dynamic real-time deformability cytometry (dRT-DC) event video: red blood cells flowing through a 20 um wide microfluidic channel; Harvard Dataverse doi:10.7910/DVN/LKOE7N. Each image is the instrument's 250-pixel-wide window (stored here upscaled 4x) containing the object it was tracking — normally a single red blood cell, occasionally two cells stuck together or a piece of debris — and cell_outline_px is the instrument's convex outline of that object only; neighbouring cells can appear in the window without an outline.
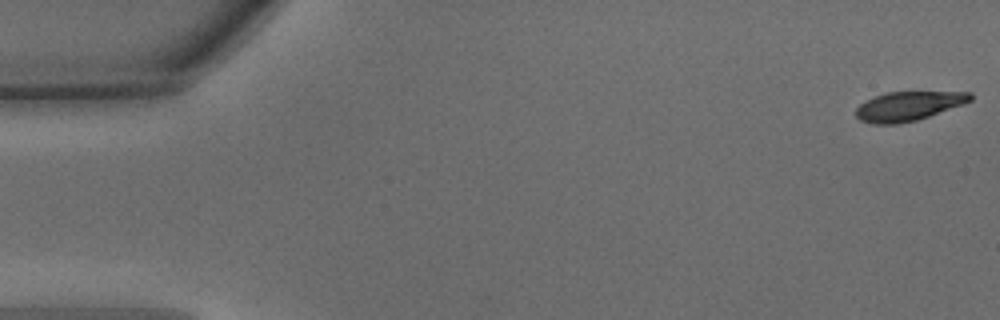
{"species": "common noctule bat (a hibernating species)", "species_latin": "Nyctalus noctula", "temperature_condition": "warm", "stored_images_in_passage": 44, "camera_frame_rate_fps": 3000, "um_per_image_px": 0.085, "animal": {"sex": "male", "body_mass_g": 15.6}, "frame": {"image": 1, "passage_image": 1, "time_ms": 0.0, "image_size_px": [1000, 320], "cell_outline_px": [[972, 100], [964, 104], [916, 120], [900, 124], [872, 124], [860, 120], [856, 116], [856, 108], [860, 104], [884, 92], [972, 92]], "centroid_in_image_um": [77.21, 9.02], "position_along_channel_um": 7.8, "area_um2": 19.36}}
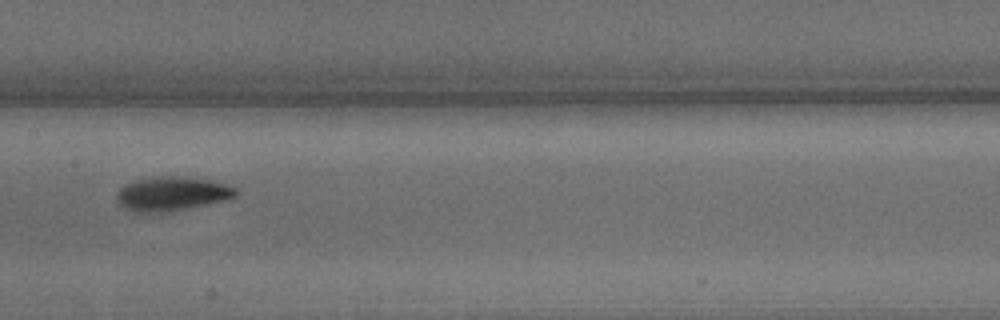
{"frame": {"image": 2, "passage_image": 24, "time_ms": 7.667, "image_size_px": [1000, 320], "cell_outline_px": [[236, 196], [224, 200], [184, 208], [148, 212], [136, 212], [120, 204], [116, 200], [116, 192], [124, 184], [136, 180], [160, 176], [184, 176], [212, 180], [236, 188]], "centroid_in_image_um": [14.59, 16.43], "position_along_channel_um": 192.8, "area_um2": 23.06}}
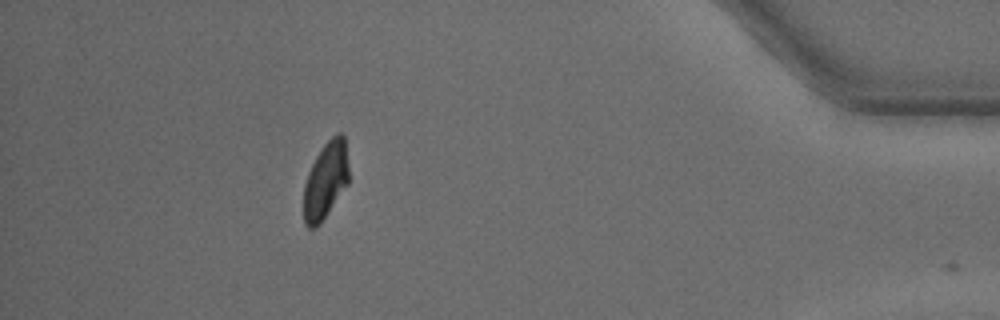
{"frame": {"image": 3, "passage_image": 43, "time_ms": 14.0, "image_size_px": [1000, 320], "cell_outline_px": [[348, 184], [316, 228], [308, 228], [304, 224], [304, 184], [308, 172], [316, 156], [324, 144], [336, 132], [340, 132], [344, 136], [348, 164]], "centroid_in_image_um": [27.67, 15.32], "position_along_channel_um": 407.5, "area_um2": 20.06}, "authors_computed_cell_mechanics": {"area_um2": 21.964, "velocity_mm_per_s": 4.2284, "shape_relaxation_time_tau1_ms": 2.2912, "shape_relaxation_time_tau2_ms": 3.6397, "deformation_change_tau1": 0.1404, "deformation_change_tau2": 0.0789}}